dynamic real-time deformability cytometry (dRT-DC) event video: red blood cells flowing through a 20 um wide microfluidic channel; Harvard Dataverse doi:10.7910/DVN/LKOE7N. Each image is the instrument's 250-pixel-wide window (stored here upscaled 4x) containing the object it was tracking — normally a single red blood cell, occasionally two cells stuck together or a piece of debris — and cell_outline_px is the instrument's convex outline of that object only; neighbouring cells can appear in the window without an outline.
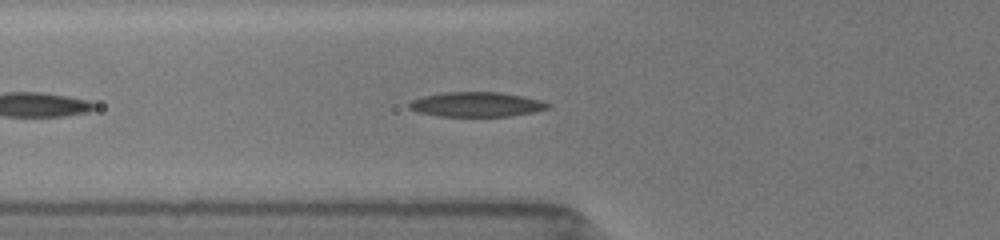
{"species": "common noctule bat (a hibernating species)", "species_latin": "Nyctalus noctula", "temperature_condition": "room temperature", "stored_images_in_passage": 21, "camera_frame_rate_fps": 3000, "um_per_image_px": 0.085, "animal": {"sex": "female", "body_mass_g": 19.5, "forearm_length_mm": 54.1}, "frame": {"image": 1, "passage_image": 14, "time_ms": 6.333, "image_size_px": [1000, 240], "cell_outline_px": [[548, 108], [532, 112], [508, 116], [436, 116], [416, 112], [408, 108], [408, 104], [412, 100], [424, 96], [444, 92], [500, 92], [524, 96], [540, 100], [548, 104]], "centroid_in_image_um": [40.44, 8.87], "position_along_channel_um": 85.4, "area_um2": 19.88}}
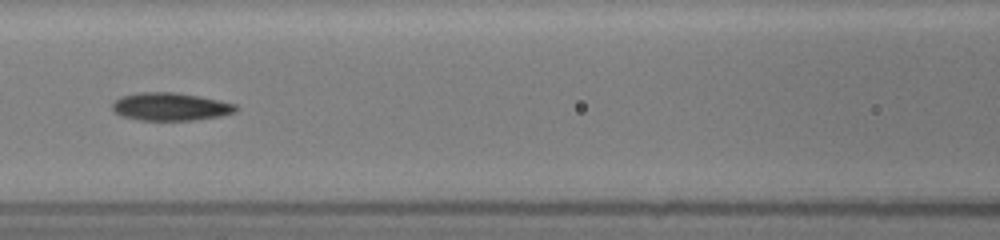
{"frame": {"image": 2, "passage_image": 18, "time_ms": 8.0, "image_size_px": [1000, 240], "cell_outline_px": [[240, 108], [236, 112], [220, 116], [196, 120], [140, 120], [120, 116], [112, 108], [112, 104], [120, 96], [136, 92], [176, 92], [200, 96], [220, 100], [236, 104]], "centroid_in_image_um": [14.51, 9.06], "position_along_channel_um": 152.1, "area_um2": 20.35}}
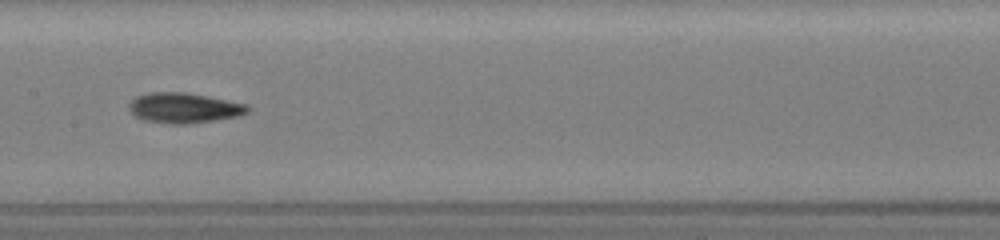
{"frame": {"image": 3, "passage_image": 20, "time_ms": 9.0, "image_size_px": [1000, 240], "cell_outline_px": [[252, 108], [248, 112], [240, 116], [188, 124], [172, 124], [144, 120], [136, 116], [128, 108], [128, 104], [136, 96], [148, 92], [184, 92], [208, 96], [248, 104]], "centroid_in_image_um": [15.67, 9.17], "position_along_channel_um": 191.7, "area_um2": 21.04}}